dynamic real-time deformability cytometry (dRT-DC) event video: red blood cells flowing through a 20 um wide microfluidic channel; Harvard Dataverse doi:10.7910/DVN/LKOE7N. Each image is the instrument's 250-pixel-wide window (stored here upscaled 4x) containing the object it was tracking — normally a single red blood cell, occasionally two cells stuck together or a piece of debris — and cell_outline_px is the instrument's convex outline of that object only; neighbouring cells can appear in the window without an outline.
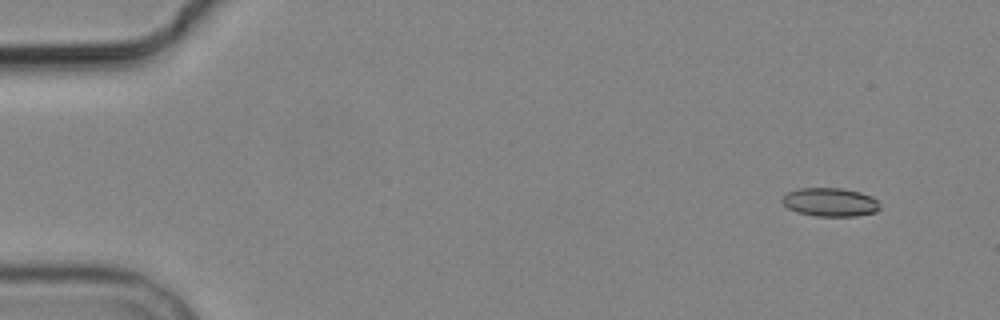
{"species": "common noctule bat (a hibernating species)", "species_latin": "Nyctalus noctula", "temperature_condition": "cold", "stored_images_in_passage": 8, "camera_frame_rate_fps": 3000, "um_per_image_px": 0.085, "animal": {"sex": "male", "body_mass_g": 19.2, "forearm_length_mm": 51.8}, "frame": {"image": 1, "passage_image": 1, "time_ms": 0.0, "image_size_px": [1000, 320], "cell_outline_px": [[880, 208], [876, 212], [856, 216], [816, 216], [796, 212], [788, 208], [780, 200], [780, 196], [788, 192], [800, 188], [840, 188], [860, 192], [872, 196], [876, 200]], "centroid_in_image_um": [70.53, 17.18], "position_along_channel_um": 14.5, "area_um2": 16.36}}
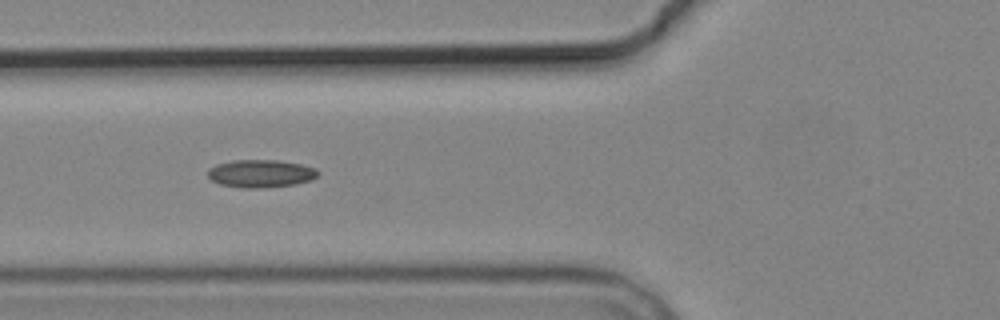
{"frame": {"image": 2, "passage_image": 6, "time_ms": 5.667, "image_size_px": [1000, 320], "cell_outline_px": [[320, 172], [312, 180], [296, 184], [260, 188], [240, 188], [220, 184], [212, 180], [208, 176], [208, 168], [216, 164], [232, 160], [276, 160], [300, 164], [316, 168]], "centroid_in_image_um": [22.15, 14.75], "position_along_channel_um": 103.6, "area_um2": 17.92}}
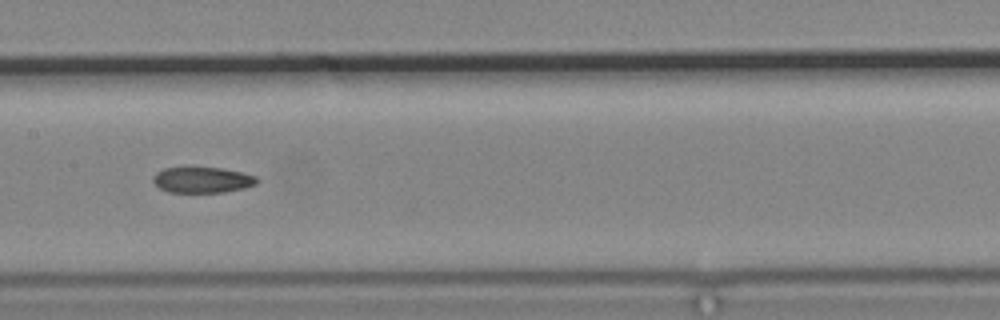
{"frame": {"image": 3, "passage_image": 8, "time_ms": 8.0, "image_size_px": [1000, 320], "cell_outline_px": [[256, 184], [244, 188], [224, 192], [168, 192], [160, 188], [152, 180], [152, 176], [156, 172], [164, 168], [188, 164], [220, 168], [240, 172], [256, 176]], "centroid_in_image_um": [17.11, 15.24], "position_along_channel_um": 190.3, "area_um2": 16.18}}